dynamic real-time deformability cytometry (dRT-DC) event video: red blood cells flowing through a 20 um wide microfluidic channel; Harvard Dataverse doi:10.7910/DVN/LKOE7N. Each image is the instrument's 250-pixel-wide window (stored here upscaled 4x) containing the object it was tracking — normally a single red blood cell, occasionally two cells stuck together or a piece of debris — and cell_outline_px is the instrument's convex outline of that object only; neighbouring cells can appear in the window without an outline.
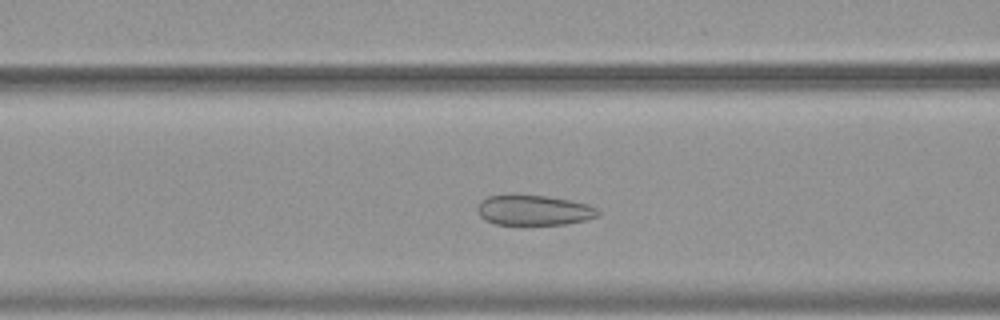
{"species": "common noctule bat (a hibernating species)", "species_latin": "Nyctalus noctula", "temperature_condition": "warm", "stored_images_in_passage": 42, "camera_frame_rate_fps": 3000, "um_per_image_px": 0.085, "animal": {"sex": "female", "body_mass_g": 19.9}, "frame": {"image": 1, "passage_image": 13, "time_ms": 4.0, "image_size_px": [1000, 320], "cell_outline_px": [[600, 216], [588, 220], [564, 224], [496, 224], [484, 220], [480, 216], [476, 208], [480, 200], [488, 196], [548, 196], [588, 204], [596, 208], [600, 212]], "centroid_in_image_um": [45.4, 17.88], "position_along_channel_um": 121.2, "area_um2": 21.04}}
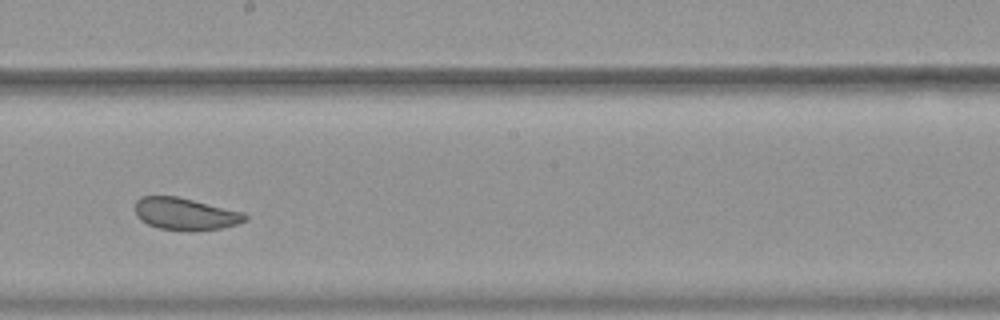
{"frame": {"image": 2, "passage_image": 22, "time_ms": 7.0, "image_size_px": [1000, 320], "cell_outline_px": [[248, 220], [236, 224], [220, 228], [196, 232], [188, 232], [160, 228], [148, 224], [140, 220], [136, 216], [136, 200], [140, 196], [176, 196], [244, 212], [248, 216]], "centroid_in_image_um": [15.76, 18.2], "position_along_channel_um": 232.4, "area_um2": 20.81}}
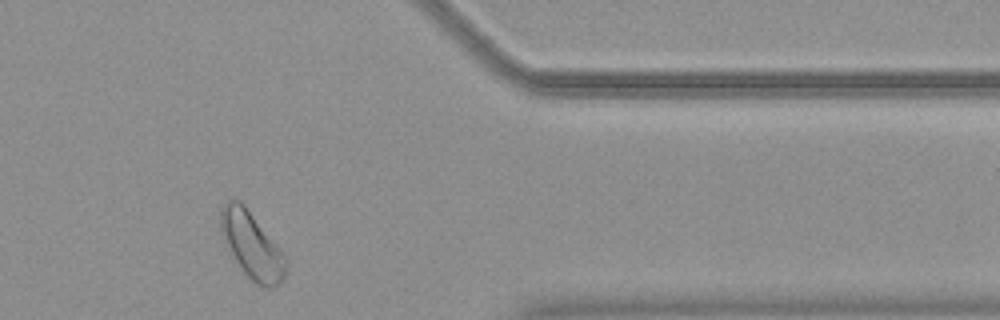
{"frame": {"image": 3, "passage_image": 36, "time_ms": 11.667, "image_size_px": [1000, 320], "cell_outline_px": [[288, 268], [284, 276], [272, 288], [268, 288], [256, 284], [244, 272], [224, 244], [220, 228], [220, 208], [232, 196], [240, 200], [244, 204], [288, 256]], "centroid_in_image_um": [21.41, 20.8], "position_along_channel_um": 390.0, "area_um2": 25.72}, "authors_computed_cell_mechanics": {"area_um2": 22.5998, "velocity_mm_per_s": 3.7241, "shape_relaxation_time_tau1_ms": null, "shape_relaxation_time_tau2_ms": 1.3651, "deformation_change_tau1": null, "deformation_change_tau2": 0.05}}